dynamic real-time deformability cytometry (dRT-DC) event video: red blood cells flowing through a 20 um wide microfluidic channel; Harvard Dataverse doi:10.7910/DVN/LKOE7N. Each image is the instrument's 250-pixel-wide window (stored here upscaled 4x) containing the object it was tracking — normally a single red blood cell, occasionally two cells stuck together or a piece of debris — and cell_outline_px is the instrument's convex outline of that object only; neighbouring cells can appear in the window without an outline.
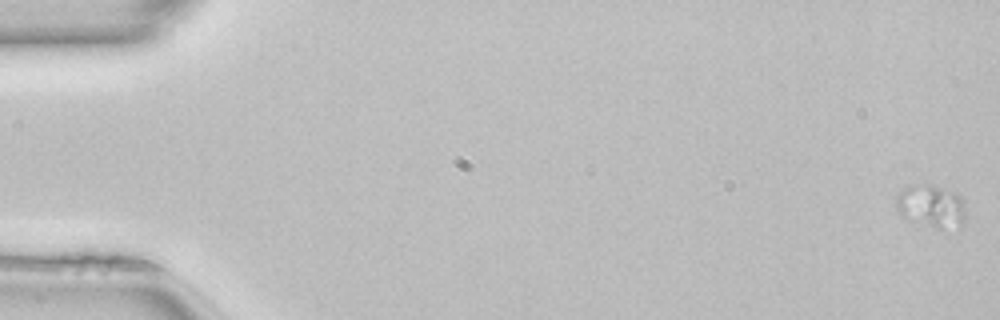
{"species": "common noctule bat (a hibernating species)", "species_latin": "Nyctalus noctula", "temperature_condition": "room temperature", "stored_images_in_passage": 2, "camera_frame_rate_fps": 3000, "um_per_image_px": 0.085, "animal": {"sex": "female", "body_mass_g": 22.7, "forearm_length_mm": 54.2}, "frame": {"image": 1, "passage_image": 2, "time_ms": 0.333, "image_size_px": [1000, 320], "cell_outline_px": [[964, 216], [960, 224], [940, 228], [936, 228], [904, 216], [896, 208], [896, 192], [904, 184], [932, 184], [956, 192], [964, 200]], "centroid_in_image_um": [79.09, 17.42], "position_along_channel_um": 5.9, "area_um2": 17.17}}